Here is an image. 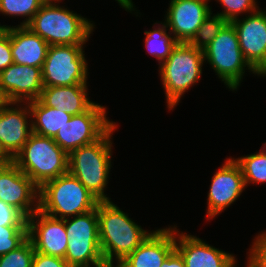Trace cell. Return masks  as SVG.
I'll return each mask as SVG.
<instances>
[{
    "label": "cell",
    "instance_id": "d4e9b609",
    "mask_svg": "<svg viewBox=\"0 0 266 267\" xmlns=\"http://www.w3.org/2000/svg\"><path fill=\"white\" fill-rule=\"evenodd\" d=\"M46 0H0V14L23 17L19 26H27ZM26 17V18H25Z\"/></svg>",
    "mask_w": 266,
    "mask_h": 267
},
{
    "label": "cell",
    "instance_id": "8fae6325",
    "mask_svg": "<svg viewBox=\"0 0 266 267\" xmlns=\"http://www.w3.org/2000/svg\"><path fill=\"white\" fill-rule=\"evenodd\" d=\"M246 185L240 165L229 157L214 173L207 194L206 218L211 220L236 202Z\"/></svg>",
    "mask_w": 266,
    "mask_h": 267
},
{
    "label": "cell",
    "instance_id": "e575fe53",
    "mask_svg": "<svg viewBox=\"0 0 266 267\" xmlns=\"http://www.w3.org/2000/svg\"><path fill=\"white\" fill-rule=\"evenodd\" d=\"M11 103H12V101L9 98L7 92L0 85V110L9 106Z\"/></svg>",
    "mask_w": 266,
    "mask_h": 267
},
{
    "label": "cell",
    "instance_id": "f1b7e54d",
    "mask_svg": "<svg viewBox=\"0 0 266 267\" xmlns=\"http://www.w3.org/2000/svg\"><path fill=\"white\" fill-rule=\"evenodd\" d=\"M217 1V0H216ZM257 0H218L222 6V12L217 13L227 22H232L243 16V13L251 14L259 9ZM240 15V16H239Z\"/></svg>",
    "mask_w": 266,
    "mask_h": 267
},
{
    "label": "cell",
    "instance_id": "5b68a950",
    "mask_svg": "<svg viewBox=\"0 0 266 267\" xmlns=\"http://www.w3.org/2000/svg\"><path fill=\"white\" fill-rule=\"evenodd\" d=\"M98 202L69 172L47 181L39 188V210L57 219L89 212L97 207Z\"/></svg>",
    "mask_w": 266,
    "mask_h": 267
},
{
    "label": "cell",
    "instance_id": "d6a6232c",
    "mask_svg": "<svg viewBox=\"0 0 266 267\" xmlns=\"http://www.w3.org/2000/svg\"><path fill=\"white\" fill-rule=\"evenodd\" d=\"M32 267H71L64 259L35 252Z\"/></svg>",
    "mask_w": 266,
    "mask_h": 267
},
{
    "label": "cell",
    "instance_id": "4316f807",
    "mask_svg": "<svg viewBox=\"0 0 266 267\" xmlns=\"http://www.w3.org/2000/svg\"><path fill=\"white\" fill-rule=\"evenodd\" d=\"M34 247L27 238L19 247L0 256V267H32Z\"/></svg>",
    "mask_w": 266,
    "mask_h": 267
},
{
    "label": "cell",
    "instance_id": "7402d4cb",
    "mask_svg": "<svg viewBox=\"0 0 266 267\" xmlns=\"http://www.w3.org/2000/svg\"><path fill=\"white\" fill-rule=\"evenodd\" d=\"M28 105L31 112L32 132L41 136L54 138L59 129L72 117L57 108L45 106L39 99L28 102Z\"/></svg>",
    "mask_w": 266,
    "mask_h": 267
},
{
    "label": "cell",
    "instance_id": "9c48e42d",
    "mask_svg": "<svg viewBox=\"0 0 266 267\" xmlns=\"http://www.w3.org/2000/svg\"><path fill=\"white\" fill-rule=\"evenodd\" d=\"M85 45H52L42 67L43 86L87 84Z\"/></svg>",
    "mask_w": 266,
    "mask_h": 267
},
{
    "label": "cell",
    "instance_id": "3957f363",
    "mask_svg": "<svg viewBox=\"0 0 266 267\" xmlns=\"http://www.w3.org/2000/svg\"><path fill=\"white\" fill-rule=\"evenodd\" d=\"M115 123L96 142L81 146L68 154V172L99 201H110L105 193L113 162L112 135L117 130Z\"/></svg>",
    "mask_w": 266,
    "mask_h": 267
},
{
    "label": "cell",
    "instance_id": "5bb4252c",
    "mask_svg": "<svg viewBox=\"0 0 266 267\" xmlns=\"http://www.w3.org/2000/svg\"><path fill=\"white\" fill-rule=\"evenodd\" d=\"M231 23L245 60L257 72L266 63V10L259 8Z\"/></svg>",
    "mask_w": 266,
    "mask_h": 267
},
{
    "label": "cell",
    "instance_id": "f35d334b",
    "mask_svg": "<svg viewBox=\"0 0 266 267\" xmlns=\"http://www.w3.org/2000/svg\"><path fill=\"white\" fill-rule=\"evenodd\" d=\"M257 76L266 77V63L257 71Z\"/></svg>",
    "mask_w": 266,
    "mask_h": 267
},
{
    "label": "cell",
    "instance_id": "1f68e13d",
    "mask_svg": "<svg viewBox=\"0 0 266 267\" xmlns=\"http://www.w3.org/2000/svg\"><path fill=\"white\" fill-rule=\"evenodd\" d=\"M13 63L9 26L6 34L0 38V72Z\"/></svg>",
    "mask_w": 266,
    "mask_h": 267
},
{
    "label": "cell",
    "instance_id": "7c38bea8",
    "mask_svg": "<svg viewBox=\"0 0 266 267\" xmlns=\"http://www.w3.org/2000/svg\"><path fill=\"white\" fill-rule=\"evenodd\" d=\"M0 200L29 218L39 210V187L12 162L0 175Z\"/></svg>",
    "mask_w": 266,
    "mask_h": 267
},
{
    "label": "cell",
    "instance_id": "6da1fadb",
    "mask_svg": "<svg viewBox=\"0 0 266 267\" xmlns=\"http://www.w3.org/2000/svg\"><path fill=\"white\" fill-rule=\"evenodd\" d=\"M99 242L107 267H115L131 254L154 230H144L110 201L97 204Z\"/></svg>",
    "mask_w": 266,
    "mask_h": 267
},
{
    "label": "cell",
    "instance_id": "603a6c76",
    "mask_svg": "<svg viewBox=\"0 0 266 267\" xmlns=\"http://www.w3.org/2000/svg\"><path fill=\"white\" fill-rule=\"evenodd\" d=\"M158 25V26H156ZM153 30L145 31V48L148 50L150 55L154 56L158 65L160 66L163 62L166 61L168 56L171 54L174 47L177 45L178 41L174 36L167 31L168 26L165 22L154 23L152 27Z\"/></svg>",
    "mask_w": 266,
    "mask_h": 267
},
{
    "label": "cell",
    "instance_id": "ba28073f",
    "mask_svg": "<svg viewBox=\"0 0 266 267\" xmlns=\"http://www.w3.org/2000/svg\"><path fill=\"white\" fill-rule=\"evenodd\" d=\"M67 251L64 260L71 267H107L99 242L97 207L65 218Z\"/></svg>",
    "mask_w": 266,
    "mask_h": 267
},
{
    "label": "cell",
    "instance_id": "ab89813d",
    "mask_svg": "<svg viewBox=\"0 0 266 267\" xmlns=\"http://www.w3.org/2000/svg\"><path fill=\"white\" fill-rule=\"evenodd\" d=\"M8 27L9 26H7V25H1L0 24V38L6 34Z\"/></svg>",
    "mask_w": 266,
    "mask_h": 267
},
{
    "label": "cell",
    "instance_id": "83f0119b",
    "mask_svg": "<svg viewBox=\"0 0 266 267\" xmlns=\"http://www.w3.org/2000/svg\"><path fill=\"white\" fill-rule=\"evenodd\" d=\"M28 238V226H0V256L13 251Z\"/></svg>",
    "mask_w": 266,
    "mask_h": 267
},
{
    "label": "cell",
    "instance_id": "30bf717a",
    "mask_svg": "<svg viewBox=\"0 0 266 267\" xmlns=\"http://www.w3.org/2000/svg\"><path fill=\"white\" fill-rule=\"evenodd\" d=\"M106 106L95 103L88 111L74 115L53 138L69 154L100 139L116 122L110 121Z\"/></svg>",
    "mask_w": 266,
    "mask_h": 267
},
{
    "label": "cell",
    "instance_id": "ffe728a7",
    "mask_svg": "<svg viewBox=\"0 0 266 267\" xmlns=\"http://www.w3.org/2000/svg\"><path fill=\"white\" fill-rule=\"evenodd\" d=\"M87 84L72 86H43L39 100L45 105L69 115L88 111L96 102L89 98Z\"/></svg>",
    "mask_w": 266,
    "mask_h": 267
},
{
    "label": "cell",
    "instance_id": "2e32d148",
    "mask_svg": "<svg viewBox=\"0 0 266 267\" xmlns=\"http://www.w3.org/2000/svg\"><path fill=\"white\" fill-rule=\"evenodd\" d=\"M175 249L186 267H230L236 256L209 245L197 236L183 233L175 225Z\"/></svg>",
    "mask_w": 266,
    "mask_h": 267
},
{
    "label": "cell",
    "instance_id": "52a82bcc",
    "mask_svg": "<svg viewBox=\"0 0 266 267\" xmlns=\"http://www.w3.org/2000/svg\"><path fill=\"white\" fill-rule=\"evenodd\" d=\"M203 52L204 61L211 65L217 77L231 91H237L245 70L257 75L242 54L235 27L231 22L222 28Z\"/></svg>",
    "mask_w": 266,
    "mask_h": 267
},
{
    "label": "cell",
    "instance_id": "cb8c5ba5",
    "mask_svg": "<svg viewBox=\"0 0 266 267\" xmlns=\"http://www.w3.org/2000/svg\"><path fill=\"white\" fill-rule=\"evenodd\" d=\"M234 160L241 167L246 186L250 183L254 185L266 182V157L260 150L250 155L234 158Z\"/></svg>",
    "mask_w": 266,
    "mask_h": 267
},
{
    "label": "cell",
    "instance_id": "b9f144b4",
    "mask_svg": "<svg viewBox=\"0 0 266 267\" xmlns=\"http://www.w3.org/2000/svg\"><path fill=\"white\" fill-rule=\"evenodd\" d=\"M260 151L265 155L266 157V143L263 145L262 149Z\"/></svg>",
    "mask_w": 266,
    "mask_h": 267
},
{
    "label": "cell",
    "instance_id": "7a4b0ae2",
    "mask_svg": "<svg viewBox=\"0 0 266 267\" xmlns=\"http://www.w3.org/2000/svg\"><path fill=\"white\" fill-rule=\"evenodd\" d=\"M61 1L46 0L27 27L49 46L86 44L95 28L93 21L60 6Z\"/></svg>",
    "mask_w": 266,
    "mask_h": 267
},
{
    "label": "cell",
    "instance_id": "74e56055",
    "mask_svg": "<svg viewBox=\"0 0 266 267\" xmlns=\"http://www.w3.org/2000/svg\"><path fill=\"white\" fill-rule=\"evenodd\" d=\"M247 266L246 267H256L255 263L247 257ZM230 267H237V261L235 260L234 263Z\"/></svg>",
    "mask_w": 266,
    "mask_h": 267
},
{
    "label": "cell",
    "instance_id": "d590c367",
    "mask_svg": "<svg viewBox=\"0 0 266 267\" xmlns=\"http://www.w3.org/2000/svg\"><path fill=\"white\" fill-rule=\"evenodd\" d=\"M119 3L120 7H122L123 9H125V11H128L130 13H132L133 11H135V13L137 14L136 16H138L137 12L138 10H135V4H133L134 2H132V0H115Z\"/></svg>",
    "mask_w": 266,
    "mask_h": 267
},
{
    "label": "cell",
    "instance_id": "4fadbf2b",
    "mask_svg": "<svg viewBox=\"0 0 266 267\" xmlns=\"http://www.w3.org/2000/svg\"><path fill=\"white\" fill-rule=\"evenodd\" d=\"M28 238L35 252L64 259L67 251L65 219H57L35 211L27 218Z\"/></svg>",
    "mask_w": 266,
    "mask_h": 267
},
{
    "label": "cell",
    "instance_id": "8d00e7d4",
    "mask_svg": "<svg viewBox=\"0 0 266 267\" xmlns=\"http://www.w3.org/2000/svg\"><path fill=\"white\" fill-rule=\"evenodd\" d=\"M0 162L12 163L13 158L5 151L0 142Z\"/></svg>",
    "mask_w": 266,
    "mask_h": 267
},
{
    "label": "cell",
    "instance_id": "f546056e",
    "mask_svg": "<svg viewBox=\"0 0 266 267\" xmlns=\"http://www.w3.org/2000/svg\"><path fill=\"white\" fill-rule=\"evenodd\" d=\"M0 226H28L27 218L15 207L0 200Z\"/></svg>",
    "mask_w": 266,
    "mask_h": 267
},
{
    "label": "cell",
    "instance_id": "e0dca14e",
    "mask_svg": "<svg viewBox=\"0 0 266 267\" xmlns=\"http://www.w3.org/2000/svg\"><path fill=\"white\" fill-rule=\"evenodd\" d=\"M28 118L31 119L28 103L12 102L0 110V142L12 158L32 134V120Z\"/></svg>",
    "mask_w": 266,
    "mask_h": 267
},
{
    "label": "cell",
    "instance_id": "8992f818",
    "mask_svg": "<svg viewBox=\"0 0 266 267\" xmlns=\"http://www.w3.org/2000/svg\"><path fill=\"white\" fill-rule=\"evenodd\" d=\"M13 163L39 188L68 172V154L53 138L34 132L15 155Z\"/></svg>",
    "mask_w": 266,
    "mask_h": 267
},
{
    "label": "cell",
    "instance_id": "44dd1931",
    "mask_svg": "<svg viewBox=\"0 0 266 267\" xmlns=\"http://www.w3.org/2000/svg\"><path fill=\"white\" fill-rule=\"evenodd\" d=\"M12 58L15 64L43 67L49 44L27 26L10 25Z\"/></svg>",
    "mask_w": 266,
    "mask_h": 267
},
{
    "label": "cell",
    "instance_id": "484cf974",
    "mask_svg": "<svg viewBox=\"0 0 266 267\" xmlns=\"http://www.w3.org/2000/svg\"><path fill=\"white\" fill-rule=\"evenodd\" d=\"M227 23L220 15L210 12L189 43L197 49L204 50Z\"/></svg>",
    "mask_w": 266,
    "mask_h": 267
},
{
    "label": "cell",
    "instance_id": "ac0fdd59",
    "mask_svg": "<svg viewBox=\"0 0 266 267\" xmlns=\"http://www.w3.org/2000/svg\"><path fill=\"white\" fill-rule=\"evenodd\" d=\"M0 85L14 103L35 101L43 90L42 68L13 63L0 72Z\"/></svg>",
    "mask_w": 266,
    "mask_h": 267
},
{
    "label": "cell",
    "instance_id": "277c9868",
    "mask_svg": "<svg viewBox=\"0 0 266 267\" xmlns=\"http://www.w3.org/2000/svg\"><path fill=\"white\" fill-rule=\"evenodd\" d=\"M203 63V50L190 43L178 42L166 61L159 66V76L169 111H173L190 87L198 84L203 73Z\"/></svg>",
    "mask_w": 266,
    "mask_h": 267
},
{
    "label": "cell",
    "instance_id": "d6986e66",
    "mask_svg": "<svg viewBox=\"0 0 266 267\" xmlns=\"http://www.w3.org/2000/svg\"><path fill=\"white\" fill-rule=\"evenodd\" d=\"M175 249V225L154 230L115 267H161Z\"/></svg>",
    "mask_w": 266,
    "mask_h": 267
},
{
    "label": "cell",
    "instance_id": "836d02e7",
    "mask_svg": "<svg viewBox=\"0 0 266 267\" xmlns=\"http://www.w3.org/2000/svg\"><path fill=\"white\" fill-rule=\"evenodd\" d=\"M161 267H186L180 253L174 249L164 260Z\"/></svg>",
    "mask_w": 266,
    "mask_h": 267
},
{
    "label": "cell",
    "instance_id": "60d3db41",
    "mask_svg": "<svg viewBox=\"0 0 266 267\" xmlns=\"http://www.w3.org/2000/svg\"><path fill=\"white\" fill-rule=\"evenodd\" d=\"M11 163L0 162V175Z\"/></svg>",
    "mask_w": 266,
    "mask_h": 267
},
{
    "label": "cell",
    "instance_id": "4dcf8cb0",
    "mask_svg": "<svg viewBox=\"0 0 266 267\" xmlns=\"http://www.w3.org/2000/svg\"><path fill=\"white\" fill-rule=\"evenodd\" d=\"M251 248L247 252L248 257L256 267H266V231L254 237Z\"/></svg>",
    "mask_w": 266,
    "mask_h": 267
},
{
    "label": "cell",
    "instance_id": "9a60e30c",
    "mask_svg": "<svg viewBox=\"0 0 266 267\" xmlns=\"http://www.w3.org/2000/svg\"><path fill=\"white\" fill-rule=\"evenodd\" d=\"M164 22L178 42L189 43L212 12L206 0H171Z\"/></svg>",
    "mask_w": 266,
    "mask_h": 267
}]
</instances>
